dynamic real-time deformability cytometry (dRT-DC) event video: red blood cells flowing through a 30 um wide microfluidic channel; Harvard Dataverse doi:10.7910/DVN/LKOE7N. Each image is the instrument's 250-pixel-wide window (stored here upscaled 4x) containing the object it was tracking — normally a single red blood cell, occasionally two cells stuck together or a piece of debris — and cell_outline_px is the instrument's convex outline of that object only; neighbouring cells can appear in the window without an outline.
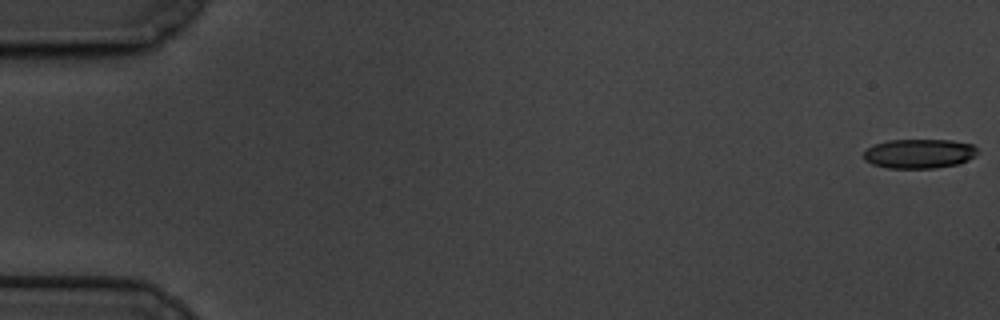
{"species": "common noctule bat (a hibernating species)", "species_latin": "Nyctalus noctula", "temperature_condition": "cold", "stored_images_in_passage": 14, "camera_frame_rate_fps": 3000, "um_per_image_px": 0.085, "animal": {"sex": "male", "body_mass_g": 19.5, "forearm_length_mm": 54.6}, "frame": {"image": 1, "passage_image": 1, "time_ms": 0.0, "image_size_px": [1000, 320], "cell_outline_px": [[976, 156], [960, 164], [936, 168], [888, 168], [872, 164], [864, 160], [864, 152], [868, 148], [876, 144], [888, 140], [952, 140], [972, 144], [976, 148]], "centroid_in_image_um": [78.15, 13.06], "position_along_channel_um": 6.9, "area_um2": 19.54}}